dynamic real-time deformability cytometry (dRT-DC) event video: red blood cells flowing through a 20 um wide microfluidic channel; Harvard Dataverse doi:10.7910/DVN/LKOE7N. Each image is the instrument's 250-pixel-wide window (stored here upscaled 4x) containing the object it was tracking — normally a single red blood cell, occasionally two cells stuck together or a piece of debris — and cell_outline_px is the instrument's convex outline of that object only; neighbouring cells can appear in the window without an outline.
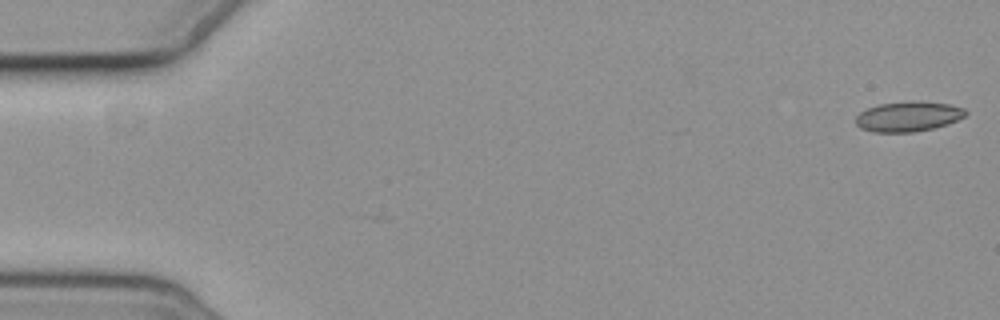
{"species": "common noctule bat (a hibernating species)", "species_latin": "Nyctalus noctula", "temperature_condition": "cold", "stored_images_in_passage": 11, "camera_frame_rate_fps": 3000, "um_per_image_px": 0.085, "animal": {"sex": "female", "body_mass_g": 19.3, "forearm_length_mm": 54.1}, "frame": {"image": 1, "passage_image": 1, "time_ms": 0.0, "image_size_px": [1000, 320], "cell_outline_px": [[968, 112], [964, 116], [948, 124], [932, 128], [912, 132], [872, 132], [860, 128], [856, 124], [856, 116], [860, 112], [868, 108], [880, 104], [948, 104], [964, 108]], "centroid_in_image_um": [77.16, 9.96], "position_along_channel_um": 7.8, "area_um2": 18.21}}
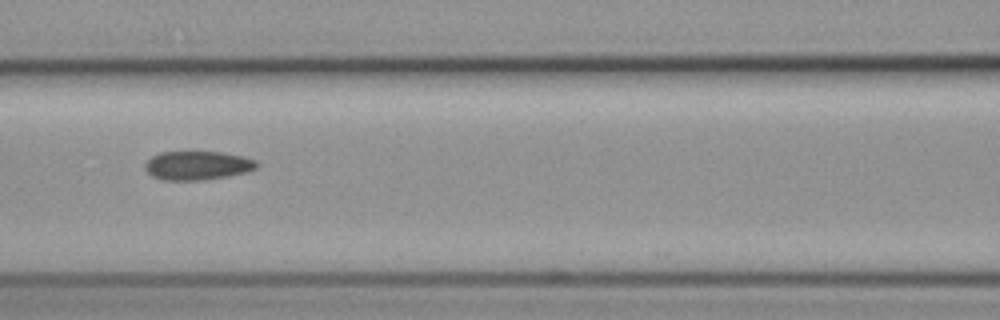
{"frame": {"image": 2, "passage_image": 7, "time_ms": 8.0, "image_size_px": [1000, 320], "cell_outline_px": [[256, 168], [248, 172], [200, 180], [164, 180], [152, 176], [144, 168], [144, 164], [152, 156], [160, 152], [224, 152], [244, 156], [256, 160]], "centroid_in_image_um": [16.77, 14.05], "position_along_channel_um": 149.8, "area_um2": 18.67}}
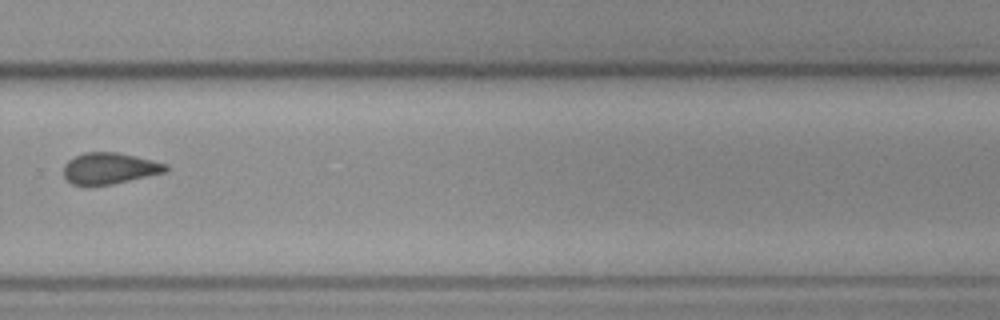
{"frame": {"image": 3, "passage_image": 11, "time_ms": 12.667, "image_size_px": [1000, 320], "cell_outline_px": [[168, 172], [112, 184], [72, 184], [64, 176], [64, 164], [68, 160], [84, 152], [116, 152], [136, 156], [168, 164]], "centroid_in_image_um": [9.35, 14.29], "position_along_channel_um": 320.4, "area_um2": 18.5}}